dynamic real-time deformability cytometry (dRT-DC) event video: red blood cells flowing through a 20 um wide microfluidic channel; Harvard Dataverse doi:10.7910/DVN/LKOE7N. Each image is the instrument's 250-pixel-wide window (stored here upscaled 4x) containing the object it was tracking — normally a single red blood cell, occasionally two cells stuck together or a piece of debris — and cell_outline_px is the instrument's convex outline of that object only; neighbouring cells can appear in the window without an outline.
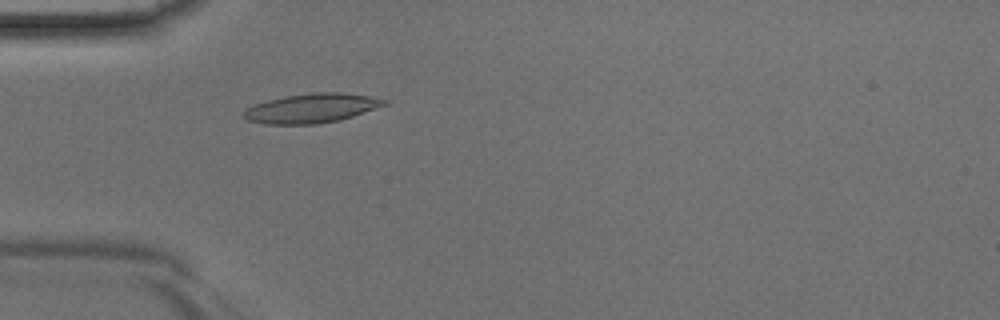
{"species": "Egyptian fruit bat (a non-hibernating species)", "species_latin": "Rousettus aegyptiacus", "temperature_condition": "room temperature", "stored_images_in_passage": 35, "camera_frame_rate_fps": 3000, "um_per_image_px": 0.085, "animal": {"sex": "male"}, "frame": {"image": 1, "passage_image": 4, "time_ms": 1.0, "image_size_px": [1000, 320], "cell_outline_px": [[388, 104], [352, 116], [336, 120], [316, 124], [264, 124], [248, 120], [244, 116], [244, 112], [248, 108], [256, 104], [268, 100], [284, 96], [312, 92], [340, 92], [368, 96], [388, 100]], "centroid_in_image_um": [26.49, 9.19], "position_along_channel_um": 58.5, "area_um2": 23.7}}
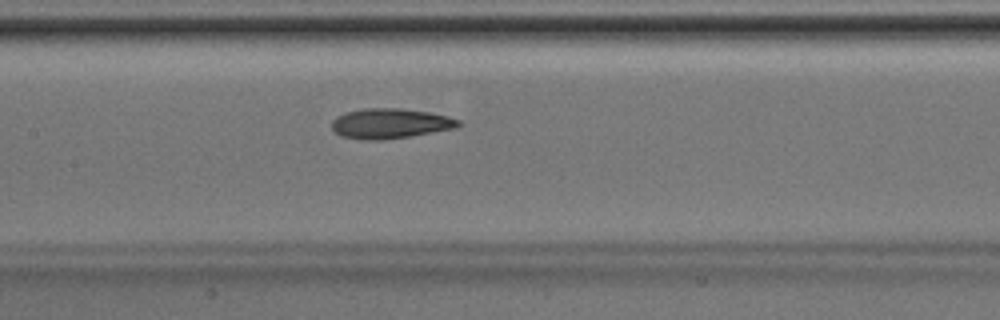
{"frame": {"image": 2, "passage_image": 12, "time_ms": 3.667, "image_size_px": [1000, 320], "cell_outline_px": [[460, 124], [456, 128], [412, 136], [380, 140], [368, 140], [340, 136], [332, 132], [332, 120], [336, 116], [348, 112], [364, 108], [400, 108], [428, 112], [448, 116], [460, 120]], "centroid_in_image_um": [33.15, 10.5], "position_along_channel_um": 174.3, "area_um2": 22.25}}
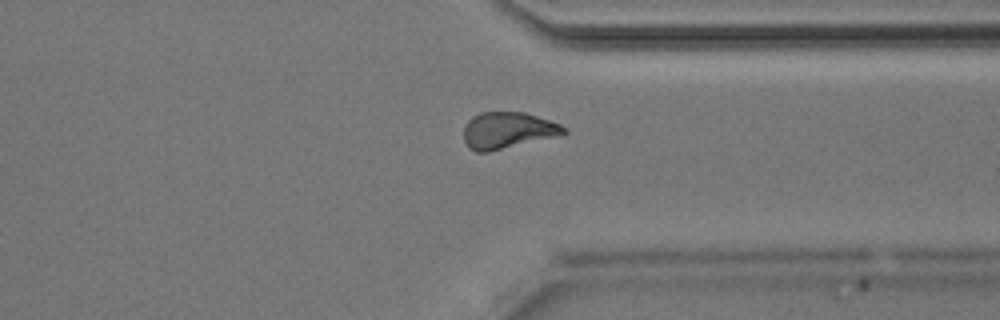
{"frame": {"image": 3, "passage_image": 25, "time_ms": 8.0, "image_size_px": [1000, 320], "cell_outline_px": [[568, 132], [564, 136], [488, 152], [476, 152], [468, 148], [464, 140], [464, 124], [472, 116], [480, 112], [524, 112], [560, 124]], "centroid_in_image_um": [43.17, 11.1], "position_along_channel_um": 368.2, "area_um2": 21.73}}